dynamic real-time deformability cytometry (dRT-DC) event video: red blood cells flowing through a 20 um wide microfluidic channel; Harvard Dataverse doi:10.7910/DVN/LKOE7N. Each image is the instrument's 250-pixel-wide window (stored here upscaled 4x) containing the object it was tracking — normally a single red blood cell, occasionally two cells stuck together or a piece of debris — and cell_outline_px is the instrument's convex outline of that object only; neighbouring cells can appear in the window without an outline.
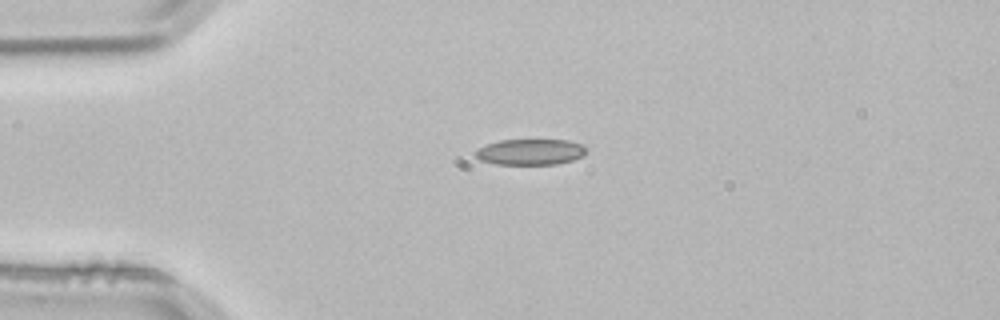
{"species": "common noctule bat (a hibernating species)", "species_latin": "Nyctalus noctula", "temperature_condition": "room temperature", "stored_images_in_passage": 2, "camera_frame_rate_fps": 3000, "um_per_image_px": 0.085, "animal": {"sex": "male", "body_mass_g": 21.5, "forearm_length_mm": 52.0}, "frame": {"image": 1, "passage_image": 1, "time_ms": 0.0, "image_size_px": [1000, 320], "cell_outline_px": [[588, 152], [584, 156], [572, 160], [556, 164], [496, 164], [480, 160], [476, 156], [476, 148], [500, 140], [568, 140], [584, 144], [588, 148]], "centroid_in_image_um": [45.15, 12.91], "position_along_channel_um": 39.9, "area_um2": 16.88}}